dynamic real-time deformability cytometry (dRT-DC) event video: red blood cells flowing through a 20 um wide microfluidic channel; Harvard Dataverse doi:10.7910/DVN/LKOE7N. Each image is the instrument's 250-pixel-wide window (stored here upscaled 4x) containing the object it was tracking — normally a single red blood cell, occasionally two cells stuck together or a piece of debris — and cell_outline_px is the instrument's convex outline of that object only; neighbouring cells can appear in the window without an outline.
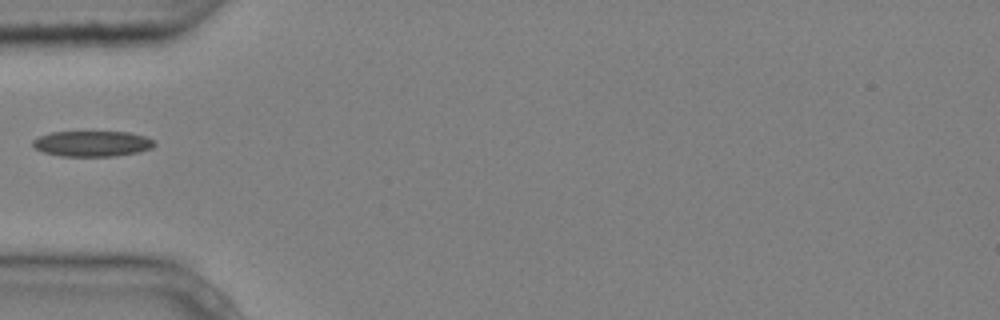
{"species": "common noctule bat (a hibernating species)", "species_latin": "Nyctalus noctula", "temperature_condition": "cold", "stored_images_in_passage": 2, "camera_frame_rate_fps": 3000, "um_per_image_px": 0.085, "animal": {"sex": "male", "body_mass_g": 20.4}, "frame": {"image": 1, "passage_image": 1, "time_ms": 0.0, "image_size_px": [1000, 320], "cell_outline_px": [[156, 144], [152, 148], [140, 152], [116, 156], [60, 156], [44, 152], [36, 148], [32, 144], [32, 140], [40, 136], [52, 132], [128, 132], [144, 136], [152, 140]], "centroid_in_image_um": [7.85, 12.21], "position_along_channel_um": 77.1, "area_um2": 18.09}}
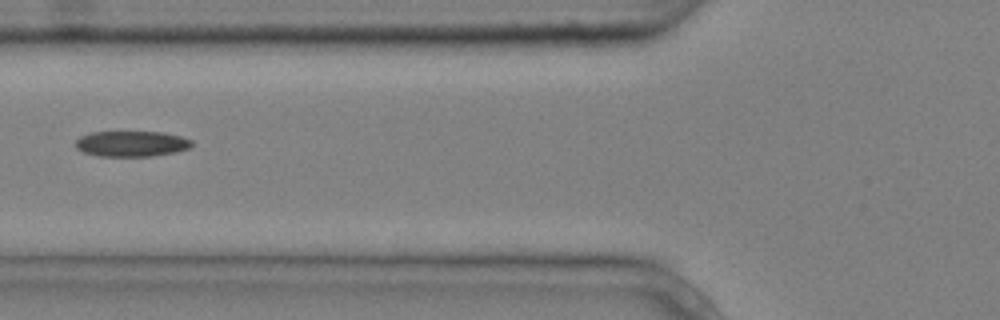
{"frame": {"image": 2, "passage_image": 2, "time_ms": 0.333, "image_size_px": [1000, 320], "cell_outline_px": [[192, 148], [176, 152], [148, 156], [100, 156], [84, 152], [76, 148], [76, 140], [80, 136], [92, 132], [164, 132], [180, 136], [192, 140]], "centroid_in_image_um": [11.21, 12.21], "position_along_channel_um": 114.6, "area_um2": 17.34}}